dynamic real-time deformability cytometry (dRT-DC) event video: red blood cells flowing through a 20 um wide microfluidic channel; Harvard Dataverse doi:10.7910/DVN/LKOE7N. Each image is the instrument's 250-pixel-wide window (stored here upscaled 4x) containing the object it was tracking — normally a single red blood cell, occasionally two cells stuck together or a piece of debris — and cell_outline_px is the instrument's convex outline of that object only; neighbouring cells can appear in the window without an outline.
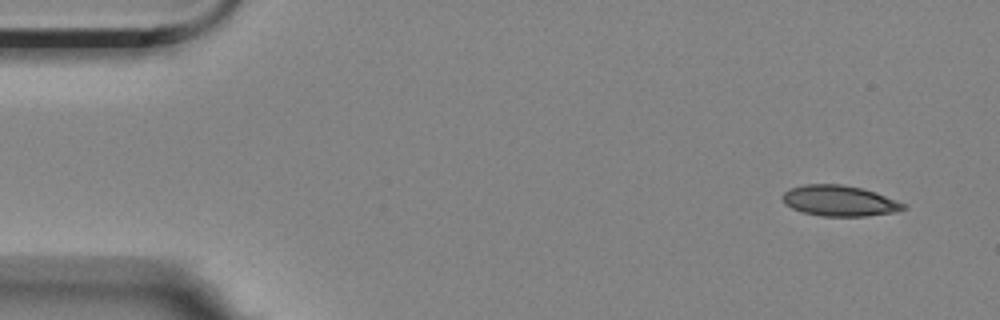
{"species": "Egyptian fruit bat (a non-hibernating species)", "species_latin": "Rousettus aegyptiacus", "temperature_condition": "room temperature", "stored_images_in_passage": 2, "camera_frame_rate_fps": 3000, "um_per_image_px": 0.085, "animal": {"sex": "female"}, "frame": {"image": 1, "passage_image": 2, "time_ms": 2.333, "image_size_px": [1000, 320], "cell_outline_px": [[908, 208], [896, 212], [864, 216], [820, 216], [804, 212], [792, 208], [784, 204], [780, 196], [788, 188], [804, 184], [840, 184], [864, 188], [876, 192], [908, 204]], "centroid_in_image_um": [71.37, 17.06], "position_along_channel_um": 13.6, "area_um2": 22.02}}